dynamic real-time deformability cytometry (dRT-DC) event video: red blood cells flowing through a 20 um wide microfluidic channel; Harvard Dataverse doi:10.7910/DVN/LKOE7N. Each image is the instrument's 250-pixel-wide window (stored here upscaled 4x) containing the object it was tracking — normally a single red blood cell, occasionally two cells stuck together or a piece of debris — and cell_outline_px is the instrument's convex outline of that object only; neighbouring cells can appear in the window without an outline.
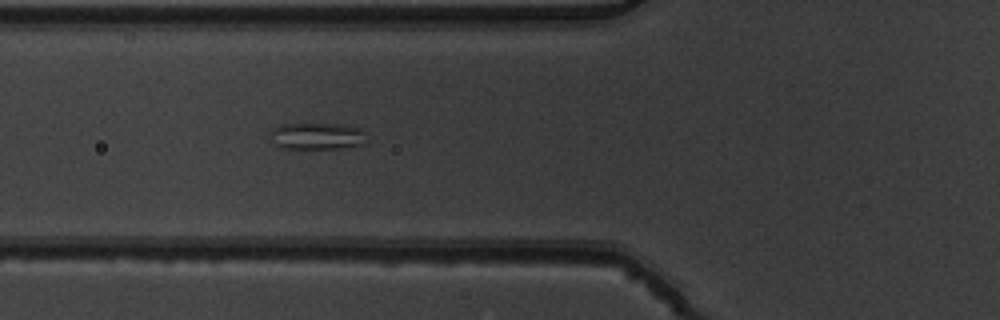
{"species": "common noctule bat (a hibernating species)", "species_latin": "Nyctalus noctula", "temperature_condition": "warm", "stored_images_in_passage": 6, "camera_frame_rate_fps": 3000, "um_per_image_px": 0.085, "animal": {"sex": "male", "body_mass_g": 19.5, "forearm_length_mm": 54.6}, "frame": {"image": 1, "passage_image": 6, "time_ms": 1.667, "image_size_px": [1000, 320], "cell_outline_px": [[364, 144], [340, 148], [284, 148], [276, 144], [272, 132], [272, 128], [280, 124], [344, 124], [360, 128], [364, 132]], "centroid_in_image_um": [26.99, 11.55], "position_along_channel_um": 98.8, "area_um2": 14.68}}